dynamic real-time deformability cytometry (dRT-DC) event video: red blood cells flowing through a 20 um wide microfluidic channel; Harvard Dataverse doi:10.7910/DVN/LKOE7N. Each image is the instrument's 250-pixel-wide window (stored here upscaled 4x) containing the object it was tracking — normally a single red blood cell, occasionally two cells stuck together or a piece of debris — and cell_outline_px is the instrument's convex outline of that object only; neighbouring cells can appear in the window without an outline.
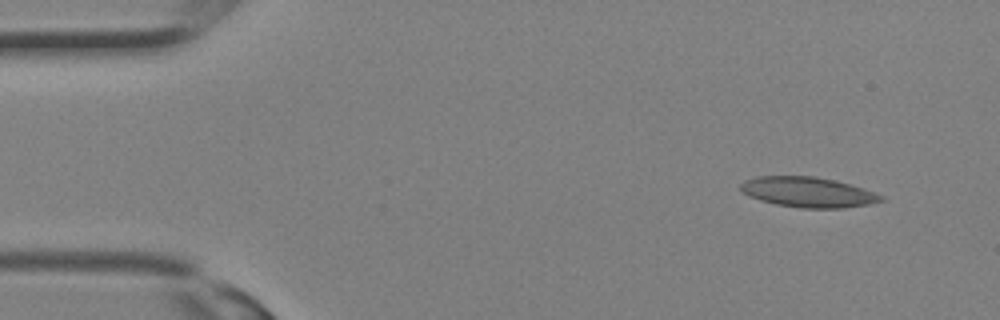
{"species": "Egyptian fruit bat (a non-hibernating species)", "species_latin": "Rousettus aegyptiacus", "temperature_condition": "room temperature", "stored_images_in_passage": 17, "camera_frame_rate_fps": 3000, "um_per_image_px": 0.085, "animal": {"sex": "female"}, "frame": {"image": 1, "passage_image": 1, "time_ms": 0.0, "image_size_px": [1000, 320], "cell_outline_px": [[884, 200], [868, 204], [844, 208], [800, 208], [776, 204], [760, 200], [744, 192], [740, 188], [740, 184], [744, 180], [756, 176], [816, 176], [836, 180], [864, 188], [884, 196]], "centroid_in_image_um": [68.7, 16.32], "position_along_channel_um": 16.3, "area_um2": 24.74}}
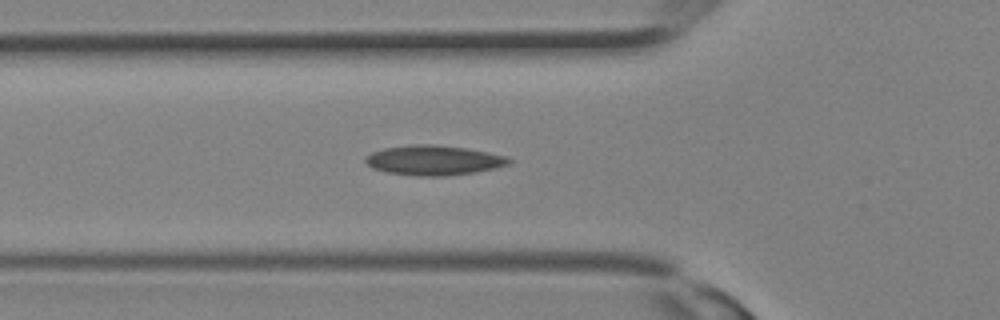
{"frame": {"image": 2, "passage_image": 9, "time_ms": 2.667, "image_size_px": [1000, 320], "cell_outline_px": [[512, 160], [508, 164], [476, 172], [444, 176], [416, 176], [388, 172], [372, 168], [364, 160], [364, 156], [372, 152], [384, 148], [416, 144], [436, 144], [464, 148], [488, 152], [508, 156]], "centroid_in_image_um": [36.84, 13.62], "position_along_channel_um": 89.0, "area_um2": 24.85}}
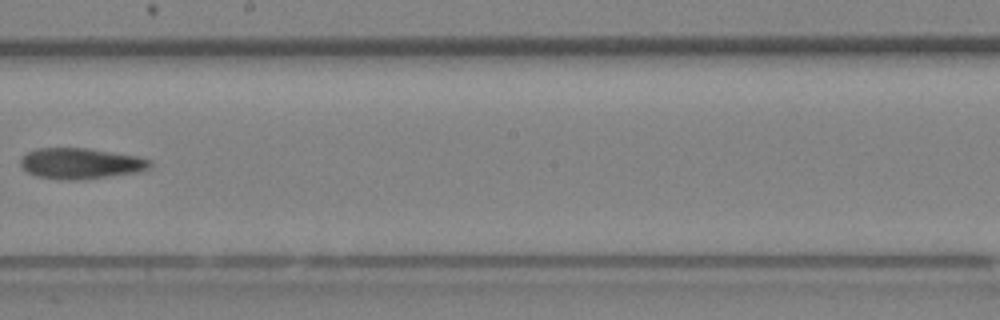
{"frame": {"image": 3, "passage_image": 16, "time_ms": 5.0, "image_size_px": [1000, 320], "cell_outline_px": [[152, 168], [144, 172], [76, 180], [60, 180], [36, 176], [28, 172], [20, 164], [20, 160], [28, 152], [36, 148], [88, 148], [136, 156], [152, 160]], "centroid_in_image_um": [6.92, 13.9], "position_along_channel_um": 241.3, "area_um2": 23.47}}